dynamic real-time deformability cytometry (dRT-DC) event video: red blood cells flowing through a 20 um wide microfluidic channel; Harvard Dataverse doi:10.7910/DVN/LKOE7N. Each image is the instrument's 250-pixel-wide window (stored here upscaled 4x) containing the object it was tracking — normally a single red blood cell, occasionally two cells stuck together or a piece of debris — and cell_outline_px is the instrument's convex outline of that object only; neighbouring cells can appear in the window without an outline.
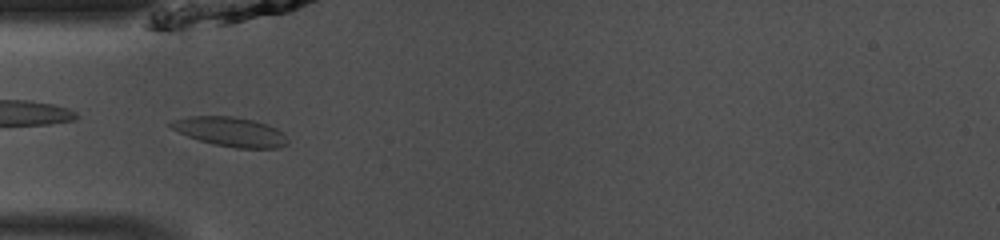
{"species": "common noctule bat (a hibernating species)", "species_latin": "Nyctalus noctula", "temperature_condition": "room temperature", "stored_images_in_passage": 33, "camera_frame_rate_fps": 3000, "um_per_image_px": 0.085, "animal": {"sex": "male", "body_mass_g": 13.0, "forearm_length_mm": 53.1}, "frame": {"image": 1, "passage_image": 1, "time_ms": 0.0, "image_size_px": [1000, 240], "cell_outline_px": [[288, 144], [280, 148], [236, 148], [212, 144], [188, 136], [172, 128], [168, 124], [176, 120], [188, 116], [232, 116], [252, 120], [268, 124], [276, 128], [288, 140]], "centroid_in_image_um": [19.61, 11.2], "position_along_channel_um": 65.4, "area_um2": 19.77}}
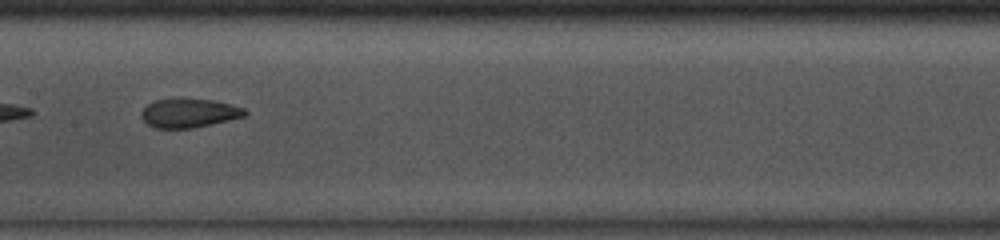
{"frame": {"image": 2, "passage_image": 10, "time_ms": 3.0, "image_size_px": [1000, 240], "cell_outline_px": [[248, 112], [244, 116], [228, 120], [192, 128], [156, 128], [148, 124], [140, 116], [140, 112], [148, 104], [156, 100], [180, 96], [212, 100], [232, 104], [244, 108]], "centroid_in_image_um": [16.05, 9.57], "position_along_channel_um": 191.4, "area_um2": 17.8}}
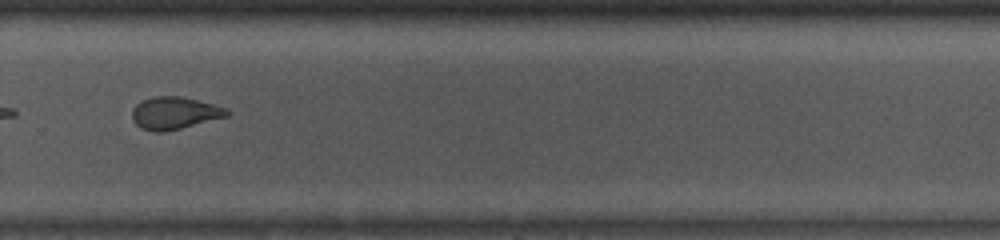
{"frame": {"image": 3, "passage_image": 19, "time_ms": 6.0, "image_size_px": [1000, 240], "cell_outline_px": [[232, 112], [228, 116], [164, 132], [156, 132], [140, 128], [132, 120], [132, 108], [136, 104], [152, 96], [180, 96], [228, 108]], "centroid_in_image_um": [14.83, 9.61], "position_along_channel_um": 315.0, "area_um2": 17.86}, "authors_computed_cell_mechanics": {"area_um2": 18.207, "velocity_mm_per_s": 4.1423, "shape_relaxation_time_tau1_ms": null, "shape_relaxation_time_tau2_ms": 1.7147, "deformation_change_tau1": null, "deformation_change_tau2": 0.0675}}